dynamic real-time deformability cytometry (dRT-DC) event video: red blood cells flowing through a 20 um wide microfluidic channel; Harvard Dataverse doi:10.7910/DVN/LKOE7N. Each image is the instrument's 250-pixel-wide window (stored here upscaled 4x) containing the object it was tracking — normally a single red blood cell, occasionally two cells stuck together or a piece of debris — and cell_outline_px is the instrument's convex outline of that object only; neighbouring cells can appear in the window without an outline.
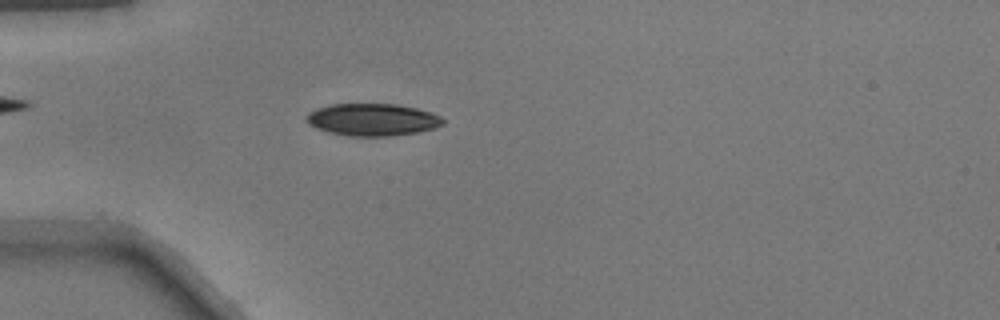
{"species": "common noctule bat (a hibernating species)", "species_latin": "Nyctalus noctula", "temperature_condition": "warm", "stored_images_in_passage": 24, "camera_frame_rate_fps": 3000, "um_per_image_px": 0.085, "animal": {"sex": "male", "body_mass_g": 17.9}, "frame": {"image": 1, "passage_image": 15, "time_ms": 4.667, "image_size_px": [1000, 320], "cell_outline_px": [[444, 124], [432, 128], [416, 132], [388, 136], [352, 136], [332, 132], [308, 124], [304, 120], [308, 112], [316, 108], [332, 104], [396, 104], [416, 108], [432, 112], [440, 116], [444, 120]], "centroid_in_image_um": [31.65, 10.15], "position_along_channel_um": 53.3, "area_um2": 25.43}}
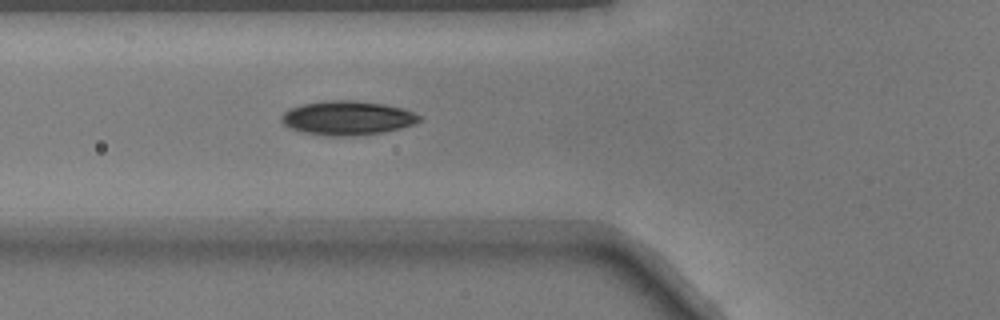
{"frame": {"image": 2, "passage_image": 19, "time_ms": 6.0, "image_size_px": [1000, 320], "cell_outline_px": [[420, 120], [412, 124], [400, 128], [380, 132], [332, 136], [304, 132], [292, 128], [284, 124], [280, 120], [280, 116], [288, 108], [304, 104], [332, 100], [352, 100], [384, 104], [404, 108], [420, 116]], "centroid_in_image_um": [29.5, 10.0], "position_along_channel_um": 96.3, "area_um2": 26.76}}
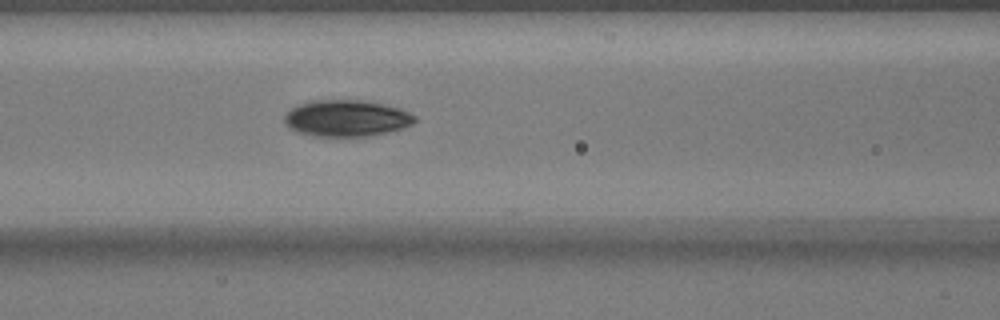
{"frame": {"image": 3, "passage_image": 22, "time_ms": 7.0, "image_size_px": [1000, 320], "cell_outline_px": [[416, 120], [412, 124], [404, 128], [388, 132], [364, 136], [312, 136], [296, 132], [284, 120], [284, 116], [292, 108], [300, 104], [316, 100], [364, 100], [400, 108], [416, 116]], "centroid_in_image_um": [29.48, 10.05], "position_along_channel_um": 137.1, "area_um2": 27.51}}